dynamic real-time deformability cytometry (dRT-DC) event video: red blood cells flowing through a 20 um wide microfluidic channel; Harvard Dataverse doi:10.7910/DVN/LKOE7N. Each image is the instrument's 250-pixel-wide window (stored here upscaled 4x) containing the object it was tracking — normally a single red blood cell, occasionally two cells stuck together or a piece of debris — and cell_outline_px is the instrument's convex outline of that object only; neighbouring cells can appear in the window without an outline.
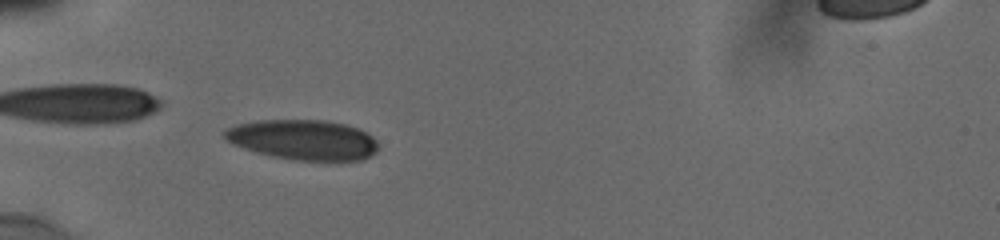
{"species": "human", "species_latin": "Homo sapiens", "temperature_condition": "cold", "stored_images_in_passage": 47, "camera_frame_rate_fps": 3000, "um_per_image_px": 0.085, "donor": {"sex": "male"}, "frame": {"image": 1, "passage_image": 11, "time_ms": 3.333, "image_size_px": [1000, 240], "cell_outline_px": [[376, 152], [360, 160], [292, 160], [272, 156], [256, 152], [232, 144], [220, 132], [236, 124], [256, 120], [324, 120], [344, 124], [356, 128], [372, 136], [376, 140]], "centroid_in_image_um": [25.71, 11.87], "position_along_channel_um": 59.3, "area_um2": 35.72}}
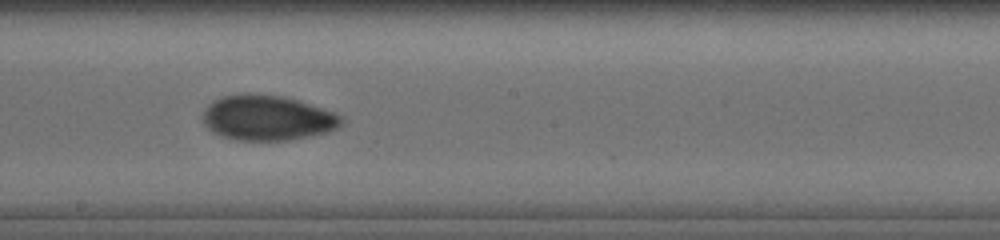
{"frame": {"image": 2, "passage_image": 25, "time_ms": 8.0, "image_size_px": [1000, 240], "cell_outline_px": [[344, 124], [328, 132], [288, 140], [236, 140], [212, 132], [204, 124], [204, 112], [208, 104], [212, 100], [224, 96], [244, 92], [248, 92], [280, 96], [296, 100], [332, 112], [340, 116], [344, 120]], "centroid_in_image_um": [22.7, 10.01], "position_along_channel_um": 225.5, "area_um2": 36.24}}
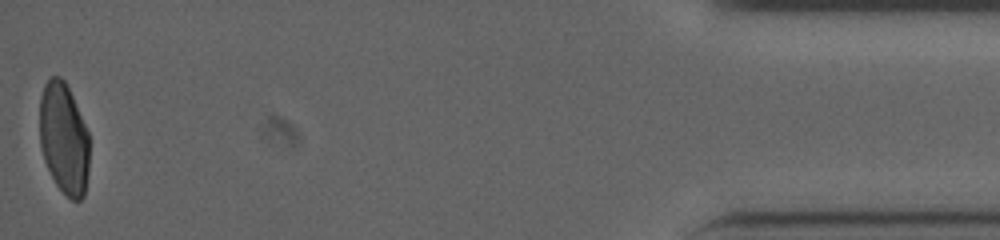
{"frame": {"image": 3, "passage_image": 47, "time_ms": 15.333, "image_size_px": [1000, 240], "cell_outline_px": [[88, 172], [84, 196], [80, 200], [72, 200], [56, 184], [44, 160], [40, 144], [40, 96], [44, 84], [52, 76], [60, 76], [64, 80], [72, 96], [88, 132]], "centroid_in_image_um": [5.42, 11.76], "position_along_channel_um": 429.8, "area_um2": 31.96}, "authors_computed_cell_mechanics": {"area_um2": 35.0268, "velocity_mm_per_s": 3.8524, "shape_relaxation_time_tau1_ms": 6.848, "shape_relaxation_time_tau2_ms": 1.4443, "deformation_change_tau1": 0.2118, "deformation_change_tau2": 0.0494}}